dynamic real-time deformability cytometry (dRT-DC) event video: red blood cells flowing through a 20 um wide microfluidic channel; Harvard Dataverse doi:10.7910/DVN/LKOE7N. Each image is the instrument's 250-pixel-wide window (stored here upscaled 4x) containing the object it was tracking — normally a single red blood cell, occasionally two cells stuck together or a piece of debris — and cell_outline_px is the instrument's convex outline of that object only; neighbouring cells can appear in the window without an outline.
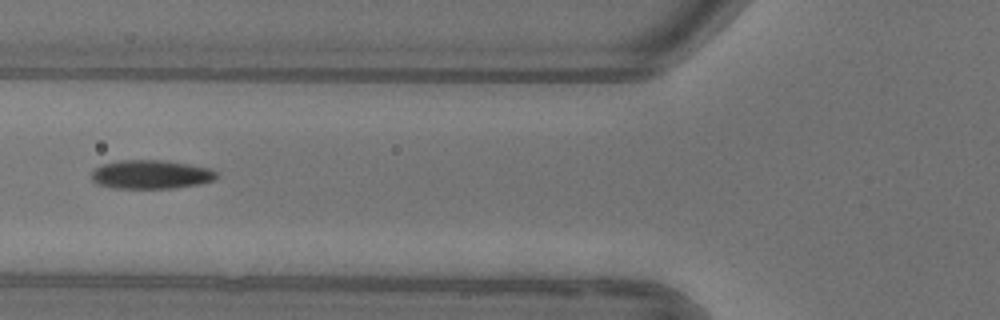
{"species": "common noctule bat (a hibernating species)", "species_latin": "Nyctalus noctula", "temperature_condition": "warm", "stored_images_in_passage": 4, "camera_frame_rate_fps": 3000, "um_per_image_px": 0.085, "animal": {"sex": "female"}, "frame": {"image": 1, "passage_image": 4, "time_ms": 4.0, "image_size_px": [1000, 320], "cell_outline_px": [[216, 180], [200, 184], [172, 188], [112, 188], [96, 184], [92, 180], [92, 172], [96, 168], [104, 164], [120, 160], [160, 160], [188, 164], [208, 168], [216, 172]], "centroid_in_image_um": [12.82, 14.84], "position_along_channel_um": 113.0, "area_um2": 20.87}}